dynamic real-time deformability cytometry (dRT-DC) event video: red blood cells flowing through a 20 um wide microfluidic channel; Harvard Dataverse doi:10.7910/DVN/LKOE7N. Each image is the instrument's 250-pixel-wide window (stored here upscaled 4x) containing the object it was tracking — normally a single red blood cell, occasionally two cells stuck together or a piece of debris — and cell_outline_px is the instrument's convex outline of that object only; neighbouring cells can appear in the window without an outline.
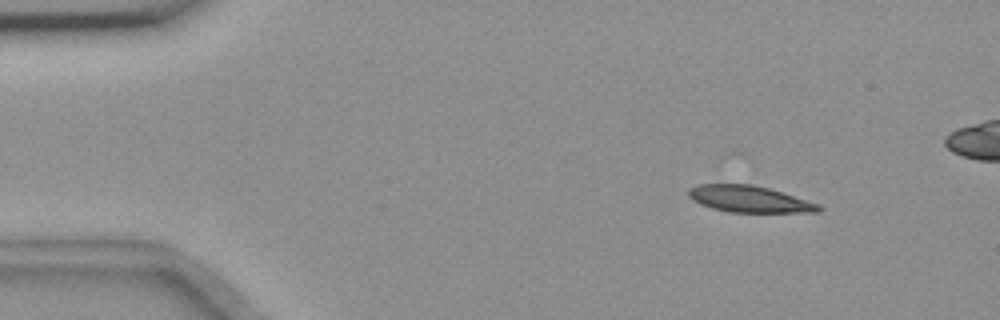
{"species": "common noctule bat (a hibernating species)", "species_latin": "Nyctalus noctula", "temperature_condition": "room temperature", "stored_images_in_passage": 4, "camera_frame_rate_fps": 3000, "um_per_image_px": 0.085, "animal": {"sex": "female", "body_mass_g": 18.4}, "frame": {"image": 1, "passage_image": 1, "time_ms": 0.0, "image_size_px": [1000, 320], "cell_outline_px": [[824, 208], [820, 212], [732, 212], [712, 208], [700, 204], [692, 200], [688, 196], [688, 188], [700, 184], [752, 184], [768, 188], [820, 204]], "centroid_in_image_um": [63.69, 16.92], "position_along_channel_um": 21.3, "area_um2": 20.11}}